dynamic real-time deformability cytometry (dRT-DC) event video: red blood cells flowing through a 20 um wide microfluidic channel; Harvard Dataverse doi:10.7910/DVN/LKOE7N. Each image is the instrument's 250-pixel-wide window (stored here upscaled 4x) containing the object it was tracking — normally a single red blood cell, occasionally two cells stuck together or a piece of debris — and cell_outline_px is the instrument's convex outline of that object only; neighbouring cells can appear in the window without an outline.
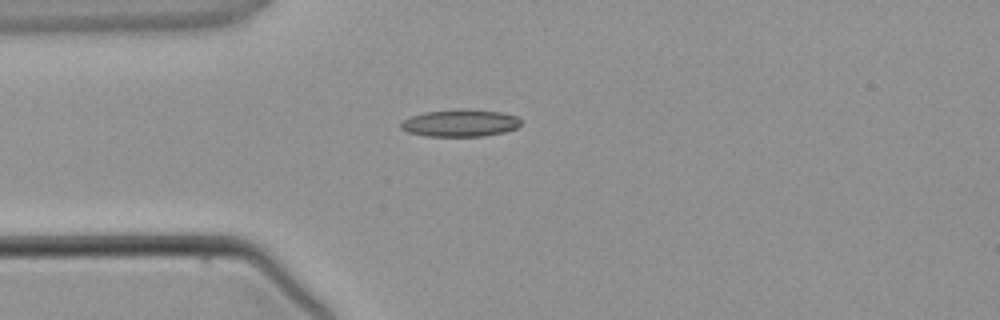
{"species": "common noctule bat (a hibernating species)", "species_latin": "Nyctalus noctula", "temperature_condition": "warm", "stored_images_in_passage": 1, "camera_frame_rate_fps": 3000, "um_per_image_px": 0.085, "animal": {"sex": "male", "body_mass_g": 21.5, "forearm_length_mm": 52.0}, "frame": {"image": 1, "passage_image": 1, "time_ms": 0.0, "image_size_px": [1000, 320], "cell_outline_px": [[520, 124], [516, 128], [504, 132], [484, 136], [424, 136], [408, 132], [400, 128], [400, 124], [404, 120], [412, 116], [424, 112], [456, 108], [468, 108], [500, 112], [516, 116], [520, 120]], "centroid_in_image_um": [39.1, 10.44], "position_along_channel_um": 45.9, "area_um2": 19.19}}